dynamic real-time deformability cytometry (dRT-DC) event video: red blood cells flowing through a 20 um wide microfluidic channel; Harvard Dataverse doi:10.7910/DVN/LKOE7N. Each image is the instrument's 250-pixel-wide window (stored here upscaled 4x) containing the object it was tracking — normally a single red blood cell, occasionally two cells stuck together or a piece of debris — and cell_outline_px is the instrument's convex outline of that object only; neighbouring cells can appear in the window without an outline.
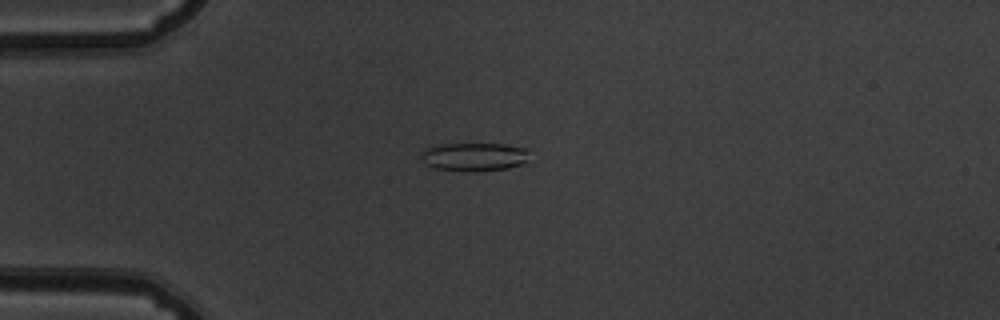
{"species": "common noctule bat (a hibernating species)", "species_latin": "Nyctalus noctula", "temperature_condition": "warm", "stored_images_in_passage": 49, "camera_frame_rate_fps": 3000, "um_per_image_px": 0.085, "animal": {"sex": "male", "body_mass_g": 19.5, "forearm_length_mm": 54.6}, "frame": {"image": 1, "passage_image": 10, "time_ms": 3.0, "image_size_px": [1000, 320], "cell_outline_px": [[528, 148], [524, 160], [520, 164], [508, 168], [468, 172], [464, 172], [436, 168], [424, 164], [420, 156], [424, 148], [432, 144], [504, 144]], "centroid_in_image_um": [40.2, 13.32], "position_along_channel_um": 44.8, "area_um2": 17.98}}
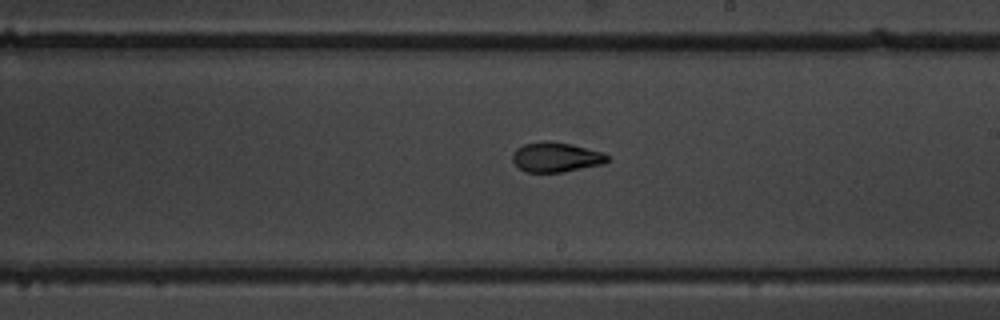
{"frame": {"image": 2, "passage_image": 27, "time_ms": 8.667, "image_size_px": [1000, 320], "cell_outline_px": [[608, 160], [604, 164], [564, 172], [524, 172], [512, 160], [512, 152], [516, 148], [524, 144], [544, 140], [552, 140], [572, 144], [600, 152], [608, 156]], "centroid_in_image_um": [47.22, 13.35], "position_along_channel_um": 241.8, "area_um2": 16.59}}
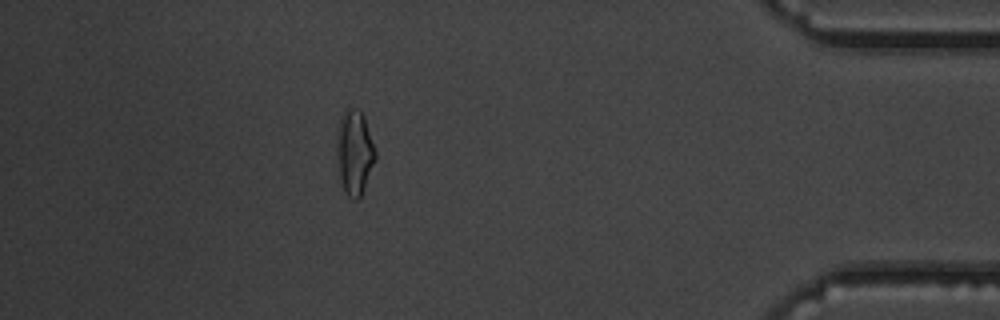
{"frame": {"image": 3, "passage_image": 43, "time_ms": 14.0, "image_size_px": [1000, 320], "cell_outline_px": [[376, 160], [364, 188], [360, 196], [356, 200], [348, 196], [344, 192], [340, 180], [336, 148], [336, 128], [340, 116], [344, 108], [360, 108], [364, 116], [376, 152]], "centroid_in_image_um": [30.11, 12.9], "position_along_channel_um": 405.1, "area_um2": 19.42}, "authors_computed_cell_mechanics": {"area_um2": 16.9932, "velocity_mm_per_s": 3.8775, "shape_relaxation_time_tau1_ms": 5.8179, "shape_relaxation_time_tau2_ms": 2.1632, "deformation_change_tau1": 0.183, "deformation_change_tau2": 0.0983}}